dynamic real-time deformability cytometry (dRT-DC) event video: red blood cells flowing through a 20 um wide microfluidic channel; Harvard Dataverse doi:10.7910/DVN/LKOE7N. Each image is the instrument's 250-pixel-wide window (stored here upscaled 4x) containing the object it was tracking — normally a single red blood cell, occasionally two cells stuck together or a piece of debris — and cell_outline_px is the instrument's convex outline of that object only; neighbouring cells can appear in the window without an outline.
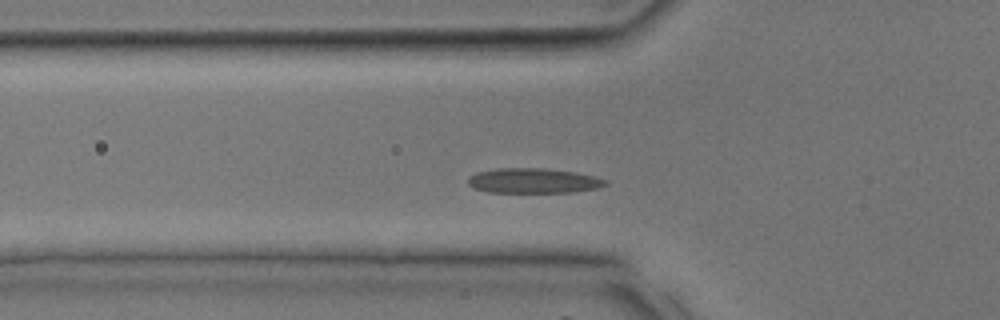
{"species": "common noctule bat (a hibernating species)", "species_latin": "Nyctalus noctula", "temperature_condition": "room temperature", "stored_images_in_passage": 29, "camera_frame_rate_fps": 3000, "um_per_image_px": 0.085, "animal": {"sex": "male", "body_mass_g": 17.9, "forearm_length_mm": 54.2}, "frame": {"image": 1, "passage_image": 7, "time_ms": 2.0, "image_size_px": [1000, 320], "cell_outline_px": [[608, 184], [600, 188], [572, 192], [488, 192], [472, 188], [468, 184], [468, 176], [476, 172], [500, 168], [540, 168], [576, 172], [596, 176], [608, 180]], "centroid_in_image_um": [45.36, 15.36], "position_along_channel_um": 80.4, "area_um2": 20.17}}